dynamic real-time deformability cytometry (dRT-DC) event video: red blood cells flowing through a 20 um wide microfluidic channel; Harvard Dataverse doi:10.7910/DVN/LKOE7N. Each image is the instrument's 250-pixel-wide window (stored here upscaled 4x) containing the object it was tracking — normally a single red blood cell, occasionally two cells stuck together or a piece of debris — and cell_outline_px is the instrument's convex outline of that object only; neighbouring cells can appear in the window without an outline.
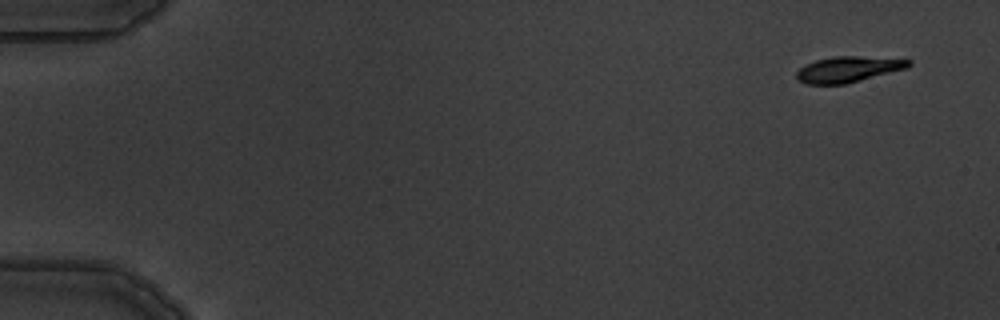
{"species": "common noctule bat (a hibernating species)", "species_latin": "Nyctalus noctula", "temperature_condition": "warm", "stored_images_in_passage": 5, "camera_frame_rate_fps": 3000, "um_per_image_px": 0.085, "animal": {"sex": "male", "body_mass_g": 19.5, "forearm_length_mm": 54.6}, "frame": {"image": 1, "passage_image": 1, "time_ms": 0.0, "image_size_px": [1000, 320], "cell_outline_px": [[912, 64], [908, 68], [844, 84], [808, 84], [796, 80], [796, 72], [804, 64], [816, 60], [832, 56], [856, 56], [912, 60]], "centroid_in_image_um": [72.06, 5.89], "position_along_channel_um": 12.9, "area_um2": 16.82}}
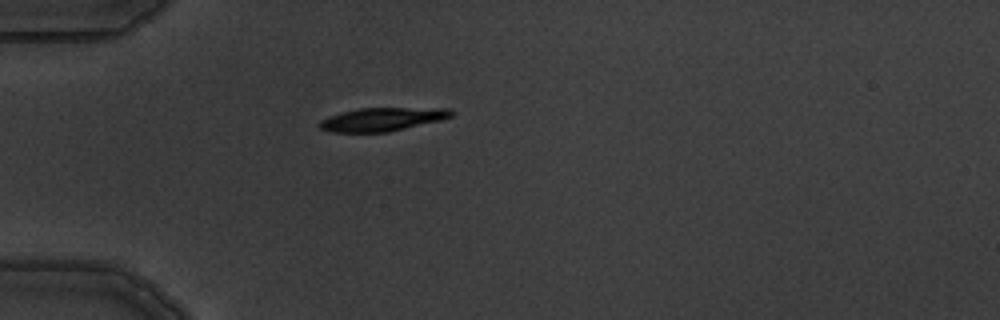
{"frame": {"image": 2, "passage_image": 4, "time_ms": 4.333, "image_size_px": [1000, 320], "cell_outline_px": [[456, 112], [452, 116], [440, 120], [388, 132], [328, 132], [320, 128], [316, 124], [320, 120], [340, 112], [360, 108], [452, 108]], "centroid_in_image_um": [32.48, 10.14], "position_along_channel_um": 52.5, "area_um2": 18.09}}